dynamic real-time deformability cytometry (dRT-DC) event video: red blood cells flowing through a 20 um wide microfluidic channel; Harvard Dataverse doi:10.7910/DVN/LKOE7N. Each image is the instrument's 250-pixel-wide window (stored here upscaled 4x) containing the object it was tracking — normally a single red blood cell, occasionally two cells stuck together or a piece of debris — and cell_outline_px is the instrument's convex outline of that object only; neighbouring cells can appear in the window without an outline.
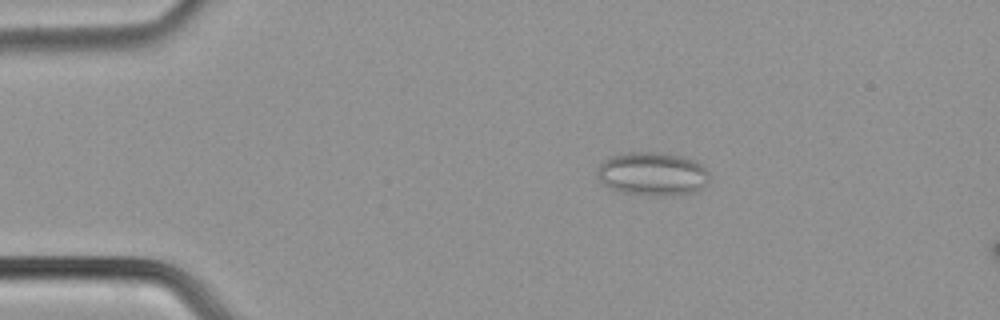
{"species": "common noctule bat (a hibernating species)", "species_latin": "Nyctalus noctula", "temperature_condition": "cold", "stored_images_in_passage": 17, "camera_frame_rate_fps": 3000, "um_per_image_px": 0.085, "animal": {"sex": "male", "body_mass_g": 21.5, "forearm_length_mm": 52.0}, "frame": {"image": 1, "passage_image": 10, "time_ms": 3.0, "image_size_px": [1000, 320], "cell_outline_px": [[708, 180], [704, 188], [696, 192], [664, 196], [620, 192], [604, 184], [600, 180], [596, 172], [596, 168], [608, 156], [632, 152], [660, 152], [680, 156], [692, 160], [700, 164], [708, 172]], "centroid_in_image_um": [55.45, 14.78], "position_along_channel_um": 29.6, "area_um2": 28.38}}